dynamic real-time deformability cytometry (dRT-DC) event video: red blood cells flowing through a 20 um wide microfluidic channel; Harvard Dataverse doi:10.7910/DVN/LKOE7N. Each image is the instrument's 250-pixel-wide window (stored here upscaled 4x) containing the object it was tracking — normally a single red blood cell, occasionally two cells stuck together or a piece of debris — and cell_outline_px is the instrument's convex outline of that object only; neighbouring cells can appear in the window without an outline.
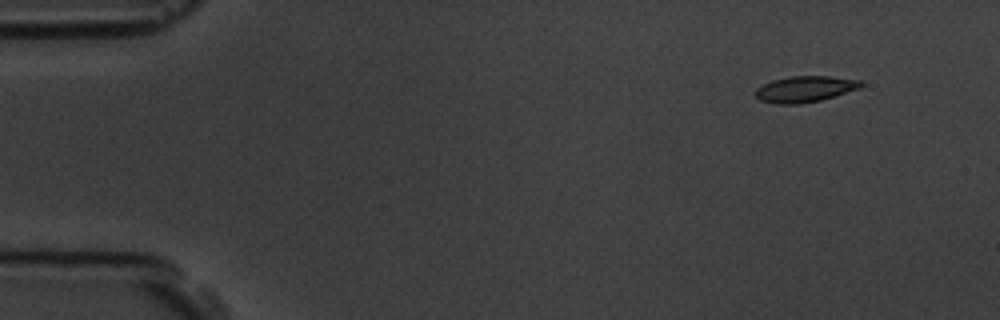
{"species": "common noctule bat (a hibernating species)", "species_latin": "Nyctalus noctula", "temperature_condition": "room temperature", "stored_images_in_passage": 4, "camera_frame_rate_fps": 3000, "um_per_image_px": 0.085, "animal": {"sex": "male", "body_mass_g": 19.5, "forearm_length_mm": 54.6}, "frame": {"image": 1, "passage_image": 1, "time_ms": 0.0, "image_size_px": [1000, 320], "cell_outline_px": [[864, 84], [860, 88], [820, 100], [800, 104], [776, 104], [760, 100], [752, 92], [756, 88], [772, 80], [788, 76], [828, 76], [860, 80]], "centroid_in_image_um": [68.38, 7.57], "position_along_channel_um": 16.6, "area_um2": 16.07}}
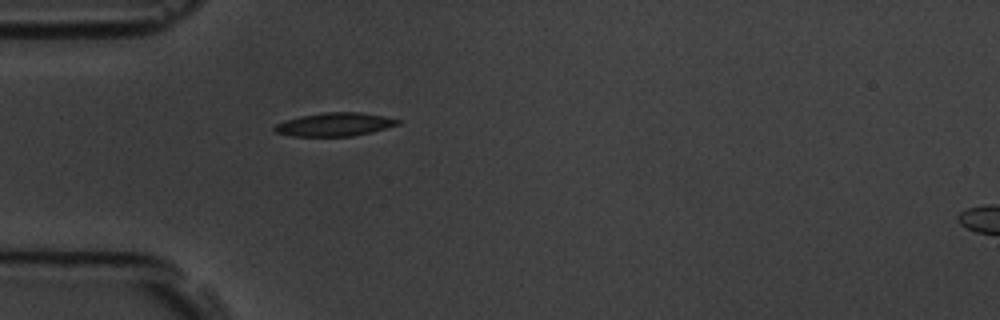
{"frame": {"image": 2, "passage_image": 4, "time_ms": 3.667, "image_size_px": [1000, 320], "cell_outline_px": [[400, 124], [372, 132], [352, 136], [292, 136], [276, 132], [272, 128], [276, 124], [284, 120], [300, 116], [324, 112], [360, 112], [384, 116], [400, 120]], "centroid_in_image_um": [28.44, 10.57], "position_along_channel_um": 56.6, "area_um2": 16.82}}